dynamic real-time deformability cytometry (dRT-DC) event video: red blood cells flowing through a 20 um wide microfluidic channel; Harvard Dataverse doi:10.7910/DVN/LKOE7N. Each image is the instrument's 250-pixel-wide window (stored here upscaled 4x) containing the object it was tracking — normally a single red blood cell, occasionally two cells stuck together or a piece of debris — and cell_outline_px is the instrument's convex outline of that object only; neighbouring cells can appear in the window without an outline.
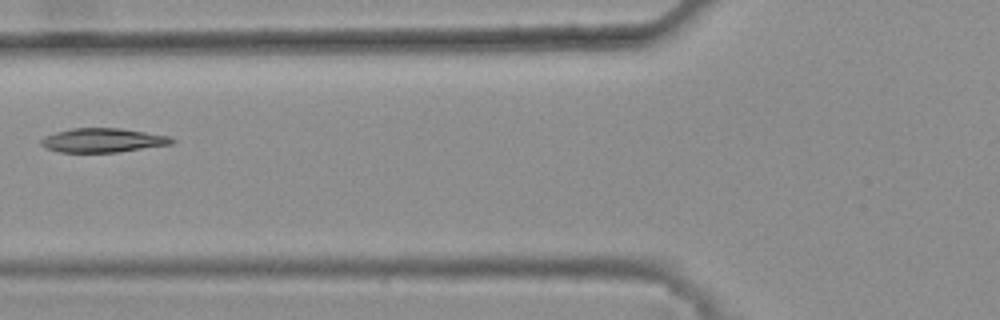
{"species": "common noctule bat (a hibernating species)", "species_latin": "Nyctalus noctula", "temperature_condition": "warm", "stored_images_in_passage": 6, "camera_frame_rate_fps": 3000, "um_per_image_px": 0.085, "animal": {"sex": "female", "body_mass_g": 25.1}, "frame": {"image": 1, "passage_image": 6, "time_ms": 1.667, "image_size_px": [1000, 320], "cell_outline_px": [[176, 140], [172, 144], [116, 152], [60, 152], [48, 148], [40, 144], [40, 140], [44, 136], [56, 132], [72, 128], [120, 128], [168, 136]], "centroid_in_image_um": [8.72, 11.92], "position_along_channel_um": 117.1, "area_um2": 18.15}}